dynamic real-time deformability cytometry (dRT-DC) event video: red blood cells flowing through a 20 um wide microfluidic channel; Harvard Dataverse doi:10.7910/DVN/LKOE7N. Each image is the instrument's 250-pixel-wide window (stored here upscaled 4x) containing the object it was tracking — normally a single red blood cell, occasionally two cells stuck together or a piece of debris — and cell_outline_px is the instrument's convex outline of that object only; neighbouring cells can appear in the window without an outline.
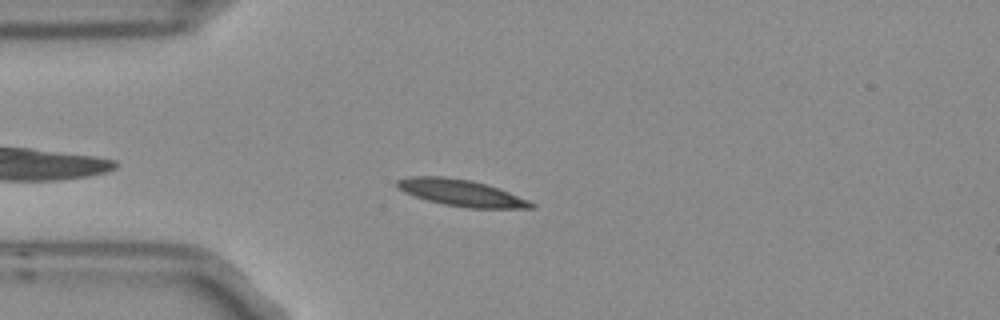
{"species": "Egyptian fruit bat (a non-hibernating species)", "species_latin": "Rousettus aegyptiacus", "temperature_condition": "room temperature", "stored_images_in_passage": 2, "camera_frame_rate_fps": 3000, "um_per_image_px": 0.085, "frame": {"image": 1, "passage_image": 2, "time_ms": 0.333, "image_size_px": [1000, 320], "cell_outline_px": [[536, 204], [532, 208], [468, 208], [444, 204], [428, 200], [404, 192], [396, 188], [396, 180], [408, 176], [440, 176], [472, 180], [508, 192], [528, 200]], "centroid_in_image_um": [39.15, 16.38], "position_along_channel_um": 45.9, "area_um2": 20.52}}